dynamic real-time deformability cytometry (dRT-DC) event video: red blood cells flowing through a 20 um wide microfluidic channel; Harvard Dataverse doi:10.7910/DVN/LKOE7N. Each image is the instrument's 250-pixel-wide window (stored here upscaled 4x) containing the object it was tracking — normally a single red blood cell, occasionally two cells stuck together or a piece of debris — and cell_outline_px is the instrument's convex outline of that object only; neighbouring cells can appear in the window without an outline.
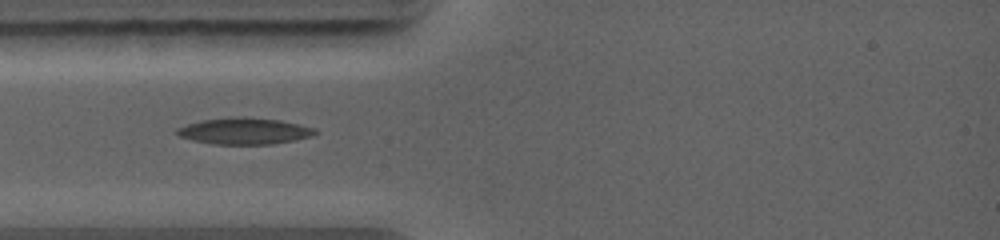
{"species": "common noctule bat (a hibernating species)", "species_latin": "Nyctalus noctula", "temperature_condition": "warm", "stored_images_in_passage": 60, "camera_frame_rate_fps": 5000, "um_per_image_px": 0.085, "animal": {"sex": "female", "body_mass_g": 19.0, "forearm_length_mm": 56.7}, "frame": {"image": 1, "passage_image": 1, "time_ms": 0.0, "image_size_px": [1000, 240], "cell_outline_px": [[320, 132], [312, 136], [272, 144], [212, 144], [192, 140], [180, 136], [176, 132], [176, 128], [188, 124], [204, 120], [236, 116], [244, 116], [280, 120], [316, 128]], "centroid_in_image_um": [20.8, 11.13], "position_along_channel_um": 64.2, "area_um2": 21.27}}
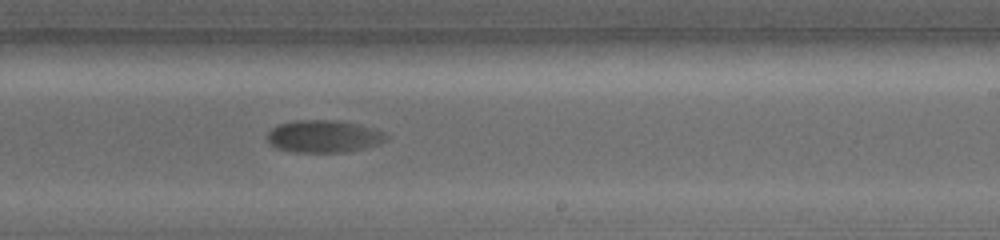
{"frame": {"image": 2, "passage_image": 22, "time_ms": 4.4, "image_size_px": [1000, 240], "cell_outline_px": [[388, 140], [364, 148], [348, 152], [296, 152], [276, 148], [268, 144], [268, 132], [272, 128], [280, 124], [296, 120], [336, 120], [376, 128], [384, 132], [388, 136]], "centroid_in_image_um": [27.53, 11.59], "position_along_channel_um": 261.5, "area_um2": 22.48}}
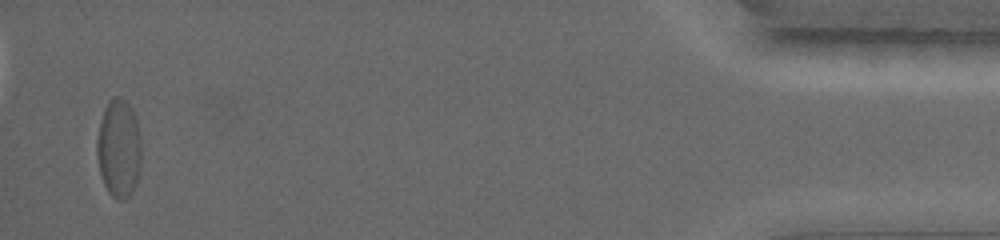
{"frame": {"image": 3, "passage_image": 56, "time_ms": 10.6, "image_size_px": [1000, 240], "cell_outline_px": [[140, 168], [136, 184], [132, 192], [124, 200], [116, 200], [108, 192], [100, 176], [96, 152], [96, 140], [100, 120], [104, 108], [116, 96], [120, 96], [128, 104], [136, 120], [140, 136]], "centroid_in_image_um": [10.08, 12.66], "position_along_channel_um": 425.1, "area_um2": 25.49}}